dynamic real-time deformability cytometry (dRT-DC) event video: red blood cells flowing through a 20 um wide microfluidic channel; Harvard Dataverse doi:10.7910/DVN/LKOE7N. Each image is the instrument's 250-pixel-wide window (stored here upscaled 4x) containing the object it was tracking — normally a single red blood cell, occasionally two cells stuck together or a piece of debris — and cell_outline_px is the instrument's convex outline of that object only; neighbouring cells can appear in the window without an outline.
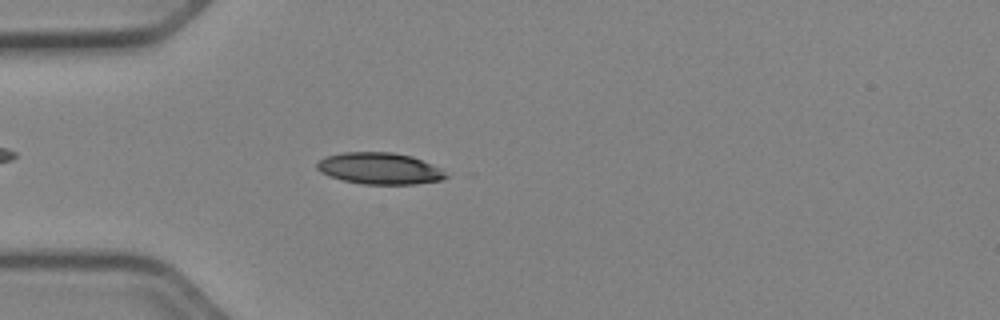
{"species": "Egyptian fruit bat (a non-hibernating species)", "species_latin": "Rousettus aegyptiacus", "temperature_condition": "cold", "stored_images_in_passage": 52, "camera_frame_rate_fps": 3000, "um_per_image_px": 0.085, "animal": {"sex": "female"}, "frame": {"image": 1, "passage_image": 15, "time_ms": 4.667, "image_size_px": [1000, 320], "cell_outline_px": [[448, 176], [440, 180], [416, 184], [364, 184], [344, 180], [328, 176], [320, 172], [316, 168], [316, 164], [324, 156], [344, 152], [392, 152], [412, 156], [432, 164], [440, 168]], "centroid_in_image_um": [32.24, 14.31], "position_along_channel_um": 52.8, "area_um2": 23.7}}
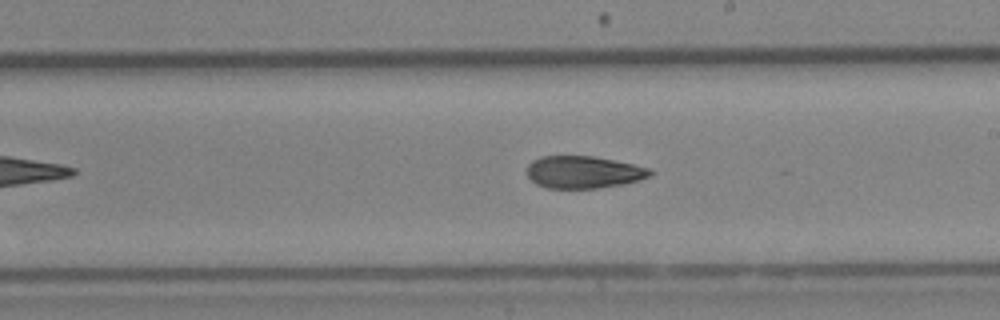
{"frame": {"image": 2, "passage_image": 30, "time_ms": 9.667, "image_size_px": [1000, 320], "cell_outline_px": [[652, 176], [640, 180], [620, 184], [596, 188], [544, 188], [536, 184], [528, 176], [528, 164], [532, 160], [540, 156], [592, 156], [652, 168]], "centroid_in_image_um": [49.59, 14.63], "position_along_channel_um": 239.4, "area_um2": 23.12}}
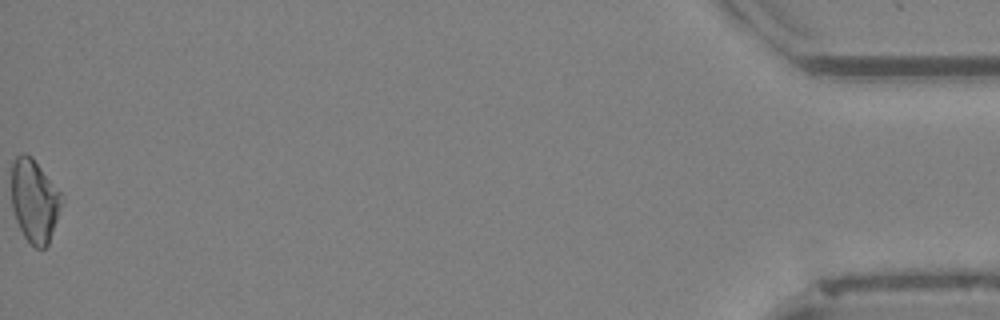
{"frame": {"image": 3, "passage_image": 52, "time_ms": 17.0, "image_size_px": [1000, 320], "cell_outline_px": [[60, 204], [56, 220], [48, 244], [44, 248], [36, 248], [24, 236], [16, 220], [12, 208], [12, 160], [16, 156], [24, 152], [32, 156], [60, 192]], "centroid_in_image_um": [2.88, 17.02], "position_along_channel_um": 432.3, "area_um2": 23.76}, "authors_computed_cell_mechanics": {"area_um2": 23.6691, "velocity_mm_per_s": 3.9612, "shape_relaxation_time_tau1_ms": 8.9324, "shape_relaxation_time_tau2_ms": 5.6486, "deformation_change_tau1": 0.1665, "deformation_change_tau2": 0.1289}}